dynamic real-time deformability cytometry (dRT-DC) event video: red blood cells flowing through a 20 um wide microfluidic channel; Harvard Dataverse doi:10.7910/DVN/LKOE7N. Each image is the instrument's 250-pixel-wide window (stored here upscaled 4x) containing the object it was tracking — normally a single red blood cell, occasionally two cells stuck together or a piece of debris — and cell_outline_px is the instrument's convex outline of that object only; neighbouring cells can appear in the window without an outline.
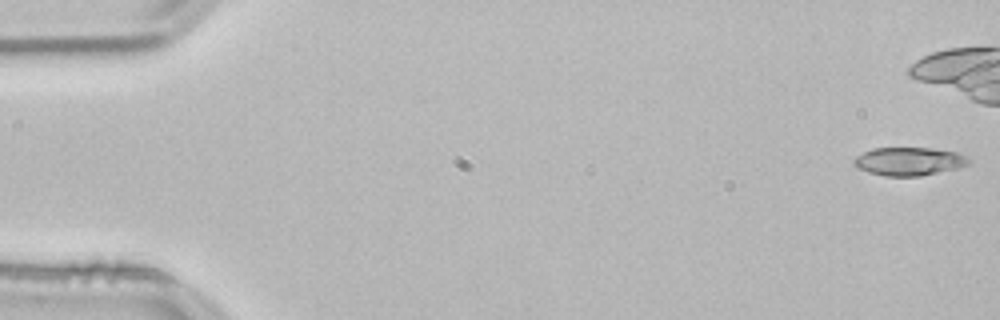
{"species": "common noctule bat (a hibernating species)", "species_latin": "Nyctalus noctula", "temperature_condition": "room temperature", "stored_images_in_passage": 42, "camera_frame_rate_fps": 3000, "um_per_image_px": 0.085, "animal": {"sex": "male", "body_mass_g": 21.5, "forearm_length_mm": 52.0}, "frame": {"image": 1, "passage_image": 1, "time_ms": 0.0, "image_size_px": [1000, 320], "cell_outline_px": [[972, 164], [960, 168], [920, 176], [884, 176], [868, 172], [856, 168], [852, 164], [852, 160], [856, 156], [872, 148], [932, 148], [956, 152], [972, 160]], "centroid_in_image_um": [77.27, 13.72], "position_along_channel_um": 7.7, "area_um2": 19.19}}